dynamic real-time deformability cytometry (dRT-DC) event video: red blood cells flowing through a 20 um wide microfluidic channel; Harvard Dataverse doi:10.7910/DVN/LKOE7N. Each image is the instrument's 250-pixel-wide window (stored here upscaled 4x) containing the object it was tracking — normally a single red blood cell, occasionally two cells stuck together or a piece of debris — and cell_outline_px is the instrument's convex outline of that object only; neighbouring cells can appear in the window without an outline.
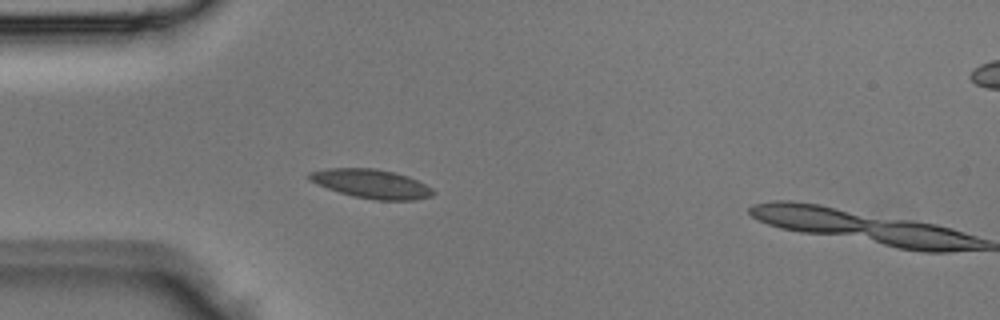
{"species": "Egyptian fruit bat (a non-hibernating species)", "species_latin": "Rousettus aegyptiacus", "temperature_condition": "room temperature", "stored_images_in_passage": 4, "camera_frame_rate_fps": 3000, "um_per_image_px": 0.085, "animal": {"sex": "male"}, "frame": {"image": 1, "passage_image": 3, "time_ms": 0.667, "image_size_px": [1000, 320], "cell_outline_px": [[436, 192], [432, 196], [416, 200], [376, 200], [352, 196], [316, 184], [308, 180], [304, 176], [308, 172], [328, 168], [376, 168], [396, 172], [408, 176], [432, 188]], "centroid_in_image_um": [31.54, 15.61], "position_along_channel_um": 53.5, "area_um2": 21.15}}